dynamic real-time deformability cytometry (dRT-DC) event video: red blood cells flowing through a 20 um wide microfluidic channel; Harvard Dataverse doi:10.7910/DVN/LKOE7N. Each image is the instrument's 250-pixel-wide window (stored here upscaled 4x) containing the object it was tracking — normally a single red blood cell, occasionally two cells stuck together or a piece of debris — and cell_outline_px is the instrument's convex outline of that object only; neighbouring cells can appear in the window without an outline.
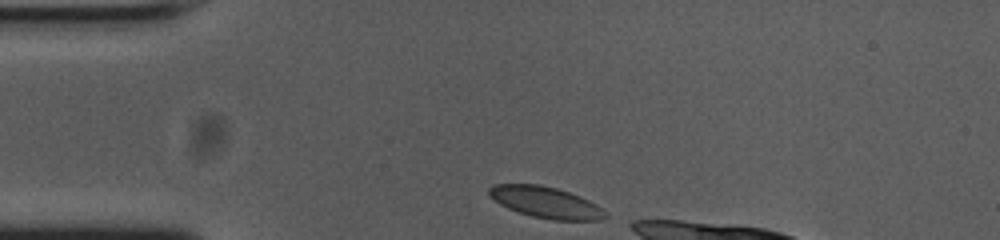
{"species": "common noctule bat (a hibernating species)", "species_latin": "Nyctalus noctula", "temperature_condition": "cold", "stored_images_in_passage": 12, "camera_frame_rate_fps": 3000, "um_per_image_px": 0.085, "animal": {"sex": "female", "body_mass_g": 23.0, "forearm_length_mm": 53.4}, "frame": {"image": 1, "passage_image": 1, "time_ms": 0.0, "image_size_px": [1000, 240], "cell_outline_px": [[608, 216], [604, 220], [552, 220], [532, 216], [508, 208], [500, 204], [488, 196], [488, 188], [492, 184], [540, 184], [556, 188], [580, 196], [596, 204]], "centroid_in_image_um": [46.36, 17.19], "position_along_channel_um": 38.6, "area_um2": 21.15}}
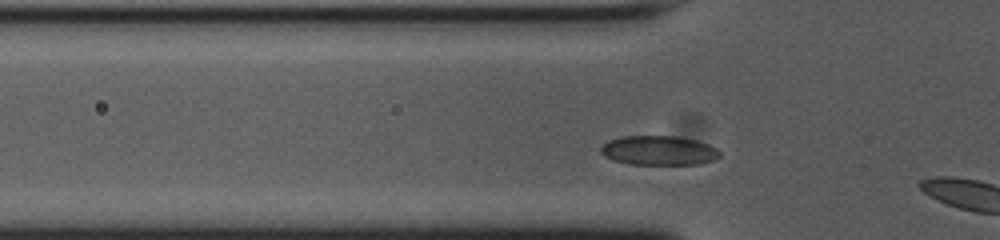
{"frame": {"image": 2, "passage_image": 6, "time_ms": 1.667, "image_size_px": [1000, 240], "cell_outline_px": [[720, 156], [716, 160], [700, 164], [628, 164], [604, 156], [600, 152], [600, 148], [608, 140], [624, 136], [676, 136], [696, 140], [708, 144], [716, 148], [720, 152]], "centroid_in_image_um": [56.02, 12.79], "position_along_channel_um": 69.8, "area_um2": 20.4}}
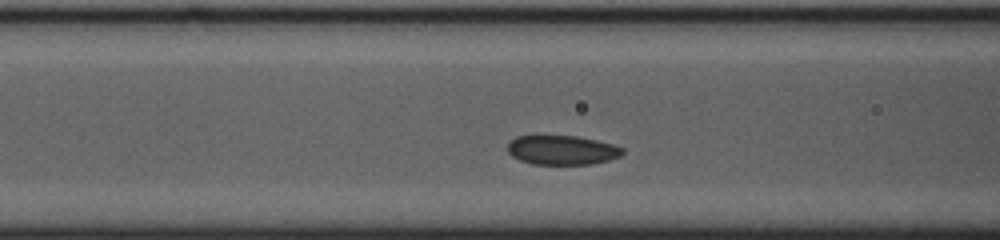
{"frame": {"image": 3, "passage_image": 10, "time_ms": 3.0, "image_size_px": [1000, 240], "cell_outline_px": [[624, 152], [620, 156], [608, 160], [592, 164], [532, 164], [520, 160], [512, 156], [508, 152], [508, 140], [516, 136], [536, 132], [576, 136], [596, 140], [612, 144], [624, 148]], "centroid_in_image_um": [47.69, 12.7], "position_along_channel_um": 118.9, "area_um2": 20.52}}